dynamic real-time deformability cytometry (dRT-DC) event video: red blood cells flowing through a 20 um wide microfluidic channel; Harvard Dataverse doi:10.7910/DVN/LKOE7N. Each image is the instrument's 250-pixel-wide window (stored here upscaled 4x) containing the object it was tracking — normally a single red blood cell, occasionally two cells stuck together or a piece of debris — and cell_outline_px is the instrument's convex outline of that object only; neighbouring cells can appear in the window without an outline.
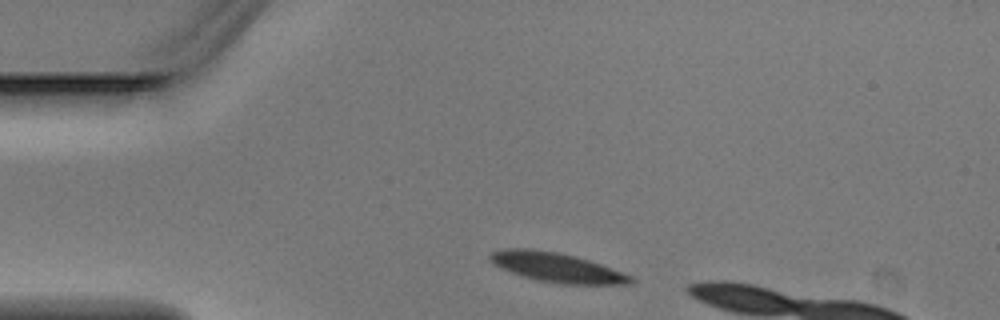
{"species": "Egyptian fruit bat (a non-hibernating species)", "species_latin": "Rousettus aegyptiacus", "temperature_condition": "warm", "stored_images_in_passage": 3, "camera_frame_rate_fps": 3000, "um_per_image_px": 0.085, "animal": {"sex": "male"}, "frame": {"image": 1, "passage_image": 1, "time_ms": 0.0, "image_size_px": [1000, 320], "cell_outline_px": [[636, 280], [632, 284], [564, 284], [536, 280], [500, 268], [492, 264], [488, 260], [488, 256], [492, 252], [500, 248], [532, 248], [556, 252], [576, 256], [600, 264], [632, 276]], "centroid_in_image_um": [47.28, 22.72], "position_along_channel_um": 37.7, "area_um2": 24.22}}